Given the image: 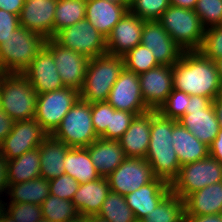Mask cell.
I'll return each mask as SVG.
<instances>
[{
  "instance_id": "44dd1931",
  "label": "cell",
  "mask_w": 222,
  "mask_h": 222,
  "mask_svg": "<svg viewBox=\"0 0 222 222\" xmlns=\"http://www.w3.org/2000/svg\"><path fill=\"white\" fill-rule=\"evenodd\" d=\"M170 191V184L162 179L155 178L150 183L127 194L125 198L127 205L134 213L135 219L142 221Z\"/></svg>"
},
{
  "instance_id": "d590c367",
  "label": "cell",
  "mask_w": 222,
  "mask_h": 222,
  "mask_svg": "<svg viewBox=\"0 0 222 222\" xmlns=\"http://www.w3.org/2000/svg\"><path fill=\"white\" fill-rule=\"evenodd\" d=\"M123 60L124 67L127 70L133 71L137 75L145 73L146 71L160 65L156 61L152 51L142 44L137 45L124 54Z\"/></svg>"
},
{
  "instance_id": "11a10c76",
  "label": "cell",
  "mask_w": 222,
  "mask_h": 222,
  "mask_svg": "<svg viewBox=\"0 0 222 222\" xmlns=\"http://www.w3.org/2000/svg\"><path fill=\"white\" fill-rule=\"evenodd\" d=\"M66 222H89L88 217L78 214L75 218H72Z\"/></svg>"
},
{
  "instance_id": "d4e9b609",
  "label": "cell",
  "mask_w": 222,
  "mask_h": 222,
  "mask_svg": "<svg viewBox=\"0 0 222 222\" xmlns=\"http://www.w3.org/2000/svg\"><path fill=\"white\" fill-rule=\"evenodd\" d=\"M109 192L107 179L101 177L96 181L80 184L72 202L79 214L86 217L98 215Z\"/></svg>"
},
{
  "instance_id": "ac0fdd59",
  "label": "cell",
  "mask_w": 222,
  "mask_h": 222,
  "mask_svg": "<svg viewBox=\"0 0 222 222\" xmlns=\"http://www.w3.org/2000/svg\"><path fill=\"white\" fill-rule=\"evenodd\" d=\"M22 74L40 95L64 88L51 51L44 46Z\"/></svg>"
},
{
  "instance_id": "cb8c5ba5",
  "label": "cell",
  "mask_w": 222,
  "mask_h": 222,
  "mask_svg": "<svg viewBox=\"0 0 222 222\" xmlns=\"http://www.w3.org/2000/svg\"><path fill=\"white\" fill-rule=\"evenodd\" d=\"M151 129V111L136 116L129 128L118 140L126 157L145 159Z\"/></svg>"
},
{
  "instance_id": "d6986e66",
  "label": "cell",
  "mask_w": 222,
  "mask_h": 222,
  "mask_svg": "<svg viewBox=\"0 0 222 222\" xmlns=\"http://www.w3.org/2000/svg\"><path fill=\"white\" fill-rule=\"evenodd\" d=\"M57 0H25L19 15L20 26L42 35L54 38V16Z\"/></svg>"
},
{
  "instance_id": "f6af8a7d",
  "label": "cell",
  "mask_w": 222,
  "mask_h": 222,
  "mask_svg": "<svg viewBox=\"0 0 222 222\" xmlns=\"http://www.w3.org/2000/svg\"><path fill=\"white\" fill-rule=\"evenodd\" d=\"M20 27L19 16L0 9V44Z\"/></svg>"
},
{
  "instance_id": "5b68a950",
  "label": "cell",
  "mask_w": 222,
  "mask_h": 222,
  "mask_svg": "<svg viewBox=\"0 0 222 222\" xmlns=\"http://www.w3.org/2000/svg\"><path fill=\"white\" fill-rule=\"evenodd\" d=\"M46 39L19 27L0 44V64L5 73H22L45 46Z\"/></svg>"
},
{
  "instance_id": "9f6ffc18",
  "label": "cell",
  "mask_w": 222,
  "mask_h": 222,
  "mask_svg": "<svg viewBox=\"0 0 222 222\" xmlns=\"http://www.w3.org/2000/svg\"><path fill=\"white\" fill-rule=\"evenodd\" d=\"M89 222H110L102 217H99L98 215L88 216Z\"/></svg>"
},
{
  "instance_id": "6125c7cd",
  "label": "cell",
  "mask_w": 222,
  "mask_h": 222,
  "mask_svg": "<svg viewBox=\"0 0 222 222\" xmlns=\"http://www.w3.org/2000/svg\"><path fill=\"white\" fill-rule=\"evenodd\" d=\"M39 222H51V221H48V220L42 219V220H40Z\"/></svg>"
},
{
  "instance_id": "db71d44e",
  "label": "cell",
  "mask_w": 222,
  "mask_h": 222,
  "mask_svg": "<svg viewBox=\"0 0 222 222\" xmlns=\"http://www.w3.org/2000/svg\"><path fill=\"white\" fill-rule=\"evenodd\" d=\"M0 222H17L0 206Z\"/></svg>"
},
{
  "instance_id": "b9f144b4",
  "label": "cell",
  "mask_w": 222,
  "mask_h": 222,
  "mask_svg": "<svg viewBox=\"0 0 222 222\" xmlns=\"http://www.w3.org/2000/svg\"><path fill=\"white\" fill-rule=\"evenodd\" d=\"M1 207L17 222H39L43 219L41 206L33 203H9V206Z\"/></svg>"
},
{
  "instance_id": "e0dca14e",
  "label": "cell",
  "mask_w": 222,
  "mask_h": 222,
  "mask_svg": "<svg viewBox=\"0 0 222 222\" xmlns=\"http://www.w3.org/2000/svg\"><path fill=\"white\" fill-rule=\"evenodd\" d=\"M141 44L152 51L160 65L173 66L184 52L157 21H144Z\"/></svg>"
},
{
  "instance_id": "e575fe53",
  "label": "cell",
  "mask_w": 222,
  "mask_h": 222,
  "mask_svg": "<svg viewBox=\"0 0 222 222\" xmlns=\"http://www.w3.org/2000/svg\"><path fill=\"white\" fill-rule=\"evenodd\" d=\"M40 206L43 219L51 222H66L79 214L71 200L61 199L51 194Z\"/></svg>"
},
{
  "instance_id": "277c9868",
  "label": "cell",
  "mask_w": 222,
  "mask_h": 222,
  "mask_svg": "<svg viewBox=\"0 0 222 222\" xmlns=\"http://www.w3.org/2000/svg\"><path fill=\"white\" fill-rule=\"evenodd\" d=\"M124 68L123 56L104 54L90 58L80 98L89 103L107 101L112 86Z\"/></svg>"
},
{
  "instance_id": "1f68e13d",
  "label": "cell",
  "mask_w": 222,
  "mask_h": 222,
  "mask_svg": "<svg viewBox=\"0 0 222 222\" xmlns=\"http://www.w3.org/2000/svg\"><path fill=\"white\" fill-rule=\"evenodd\" d=\"M184 217V200L170 191L142 222H182Z\"/></svg>"
},
{
  "instance_id": "836d02e7",
  "label": "cell",
  "mask_w": 222,
  "mask_h": 222,
  "mask_svg": "<svg viewBox=\"0 0 222 222\" xmlns=\"http://www.w3.org/2000/svg\"><path fill=\"white\" fill-rule=\"evenodd\" d=\"M98 216L110 222H137L125 196L113 191L108 193Z\"/></svg>"
},
{
  "instance_id": "8fae6325",
  "label": "cell",
  "mask_w": 222,
  "mask_h": 222,
  "mask_svg": "<svg viewBox=\"0 0 222 222\" xmlns=\"http://www.w3.org/2000/svg\"><path fill=\"white\" fill-rule=\"evenodd\" d=\"M54 39L62 46L94 58L107 53L106 37L96 30L86 18L60 30Z\"/></svg>"
},
{
  "instance_id": "680465c9",
  "label": "cell",
  "mask_w": 222,
  "mask_h": 222,
  "mask_svg": "<svg viewBox=\"0 0 222 222\" xmlns=\"http://www.w3.org/2000/svg\"><path fill=\"white\" fill-rule=\"evenodd\" d=\"M128 8L131 7V5L136 1V0H121Z\"/></svg>"
},
{
  "instance_id": "94428289",
  "label": "cell",
  "mask_w": 222,
  "mask_h": 222,
  "mask_svg": "<svg viewBox=\"0 0 222 222\" xmlns=\"http://www.w3.org/2000/svg\"><path fill=\"white\" fill-rule=\"evenodd\" d=\"M4 73H5V72L3 71L2 66H1V64H0V77H1Z\"/></svg>"
},
{
  "instance_id": "8d00e7d4",
  "label": "cell",
  "mask_w": 222,
  "mask_h": 222,
  "mask_svg": "<svg viewBox=\"0 0 222 222\" xmlns=\"http://www.w3.org/2000/svg\"><path fill=\"white\" fill-rule=\"evenodd\" d=\"M170 6V0H136L129 11L145 21L158 20Z\"/></svg>"
},
{
  "instance_id": "681fc988",
  "label": "cell",
  "mask_w": 222,
  "mask_h": 222,
  "mask_svg": "<svg viewBox=\"0 0 222 222\" xmlns=\"http://www.w3.org/2000/svg\"><path fill=\"white\" fill-rule=\"evenodd\" d=\"M8 186V161L0 154V193L7 190ZM2 201L0 200V206Z\"/></svg>"
},
{
  "instance_id": "f35d334b",
  "label": "cell",
  "mask_w": 222,
  "mask_h": 222,
  "mask_svg": "<svg viewBox=\"0 0 222 222\" xmlns=\"http://www.w3.org/2000/svg\"><path fill=\"white\" fill-rule=\"evenodd\" d=\"M189 100V94L173 89L158 112L165 118L177 121L185 114Z\"/></svg>"
},
{
  "instance_id": "484cf974",
  "label": "cell",
  "mask_w": 222,
  "mask_h": 222,
  "mask_svg": "<svg viewBox=\"0 0 222 222\" xmlns=\"http://www.w3.org/2000/svg\"><path fill=\"white\" fill-rule=\"evenodd\" d=\"M172 145L181 166L209 156V147L176 120H173Z\"/></svg>"
},
{
  "instance_id": "f1b7e54d",
  "label": "cell",
  "mask_w": 222,
  "mask_h": 222,
  "mask_svg": "<svg viewBox=\"0 0 222 222\" xmlns=\"http://www.w3.org/2000/svg\"><path fill=\"white\" fill-rule=\"evenodd\" d=\"M64 173L80 184L101 178L86 147L70 148L64 160Z\"/></svg>"
},
{
  "instance_id": "6da1fadb",
  "label": "cell",
  "mask_w": 222,
  "mask_h": 222,
  "mask_svg": "<svg viewBox=\"0 0 222 222\" xmlns=\"http://www.w3.org/2000/svg\"><path fill=\"white\" fill-rule=\"evenodd\" d=\"M174 89L214 101L222 93L215 61L199 51H184L172 66Z\"/></svg>"
},
{
  "instance_id": "603a6c76",
  "label": "cell",
  "mask_w": 222,
  "mask_h": 222,
  "mask_svg": "<svg viewBox=\"0 0 222 222\" xmlns=\"http://www.w3.org/2000/svg\"><path fill=\"white\" fill-rule=\"evenodd\" d=\"M86 148L103 178H107L127 158L118 140L99 137Z\"/></svg>"
},
{
  "instance_id": "ee69618b",
  "label": "cell",
  "mask_w": 222,
  "mask_h": 222,
  "mask_svg": "<svg viewBox=\"0 0 222 222\" xmlns=\"http://www.w3.org/2000/svg\"><path fill=\"white\" fill-rule=\"evenodd\" d=\"M92 123L100 137L110 127L111 105L107 101L91 103Z\"/></svg>"
},
{
  "instance_id": "ba28073f",
  "label": "cell",
  "mask_w": 222,
  "mask_h": 222,
  "mask_svg": "<svg viewBox=\"0 0 222 222\" xmlns=\"http://www.w3.org/2000/svg\"><path fill=\"white\" fill-rule=\"evenodd\" d=\"M219 182H222V164L208 156L200 161L182 165L170 184V189L184 200L189 194Z\"/></svg>"
},
{
  "instance_id": "ab89813d",
  "label": "cell",
  "mask_w": 222,
  "mask_h": 222,
  "mask_svg": "<svg viewBox=\"0 0 222 222\" xmlns=\"http://www.w3.org/2000/svg\"><path fill=\"white\" fill-rule=\"evenodd\" d=\"M198 51L213 61L222 57V25L205 29L203 42Z\"/></svg>"
},
{
  "instance_id": "7bdbcfd3",
  "label": "cell",
  "mask_w": 222,
  "mask_h": 222,
  "mask_svg": "<svg viewBox=\"0 0 222 222\" xmlns=\"http://www.w3.org/2000/svg\"><path fill=\"white\" fill-rule=\"evenodd\" d=\"M48 182L51 195L71 201L80 185L78 181L65 173Z\"/></svg>"
},
{
  "instance_id": "7402d4cb",
  "label": "cell",
  "mask_w": 222,
  "mask_h": 222,
  "mask_svg": "<svg viewBox=\"0 0 222 222\" xmlns=\"http://www.w3.org/2000/svg\"><path fill=\"white\" fill-rule=\"evenodd\" d=\"M128 11L129 8L125 4H116L108 0H86L85 18L107 38L114 26Z\"/></svg>"
},
{
  "instance_id": "91938a15",
  "label": "cell",
  "mask_w": 222,
  "mask_h": 222,
  "mask_svg": "<svg viewBox=\"0 0 222 222\" xmlns=\"http://www.w3.org/2000/svg\"><path fill=\"white\" fill-rule=\"evenodd\" d=\"M108 1L116 3V4H124L121 0H108Z\"/></svg>"
},
{
  "instance_id": "60d3db41",
  "label": "cell",
  "mask_w": 222,
  "mask_h": 222,
  "mask_svg": "<svg viewBox=\"0 0 222 222\" xmlns=\"http://www.w3.org/2000/svg\"><path fill=\"white\" fill-rule=\"evenodd\" d=\"M137 115L116 110L111 106L110 127L100 136L105 139L119 140Z\"/></svg>"
},
{
  "instance_id": "ffe728a7",
  "label": "cell",
  "mask_w": 222,
  "mask_h": 222,
  "mask_svg": "<svg viewBox=\"0 0 222 222\" xmlns=\"http://www.w3.org/2000/svg\"><path fill=\"white\" fill-rule=\"evenodd\" d=\"M144 21L128 11L106 38L107 54L124 56L129 50L141 44Z\"/></svg>"
},
{
  "instance_id": "4fadbf2b",
  "label": "cell",
  "mask_w": 222,
  "mask_h": 222,
  "mask_svg": "<svg viewBox=\"0 0 222 222\" xmlns=\"http://www.w3.org/2000/svg\"><path fill=\"white\" fill-rule=\"evenodd\" d=\"M155 178L151 165L145 159L127 157L106 179L110 191L126 196Z\"/></svg>"
},
{
  "instance_id": "83f0119b",
  "label": "cell",
  "mask_w": 222,
  "mask_h": 222,
  "mask_svg": "<svg viewBox=\"0 0 222 222\" xmlns=\"http://www.w3.org/2000/svg\"><path fill=\"white\" fill-rule=\"evenodd\" d=\"M185 215L222 213V182L208 185L184 199Z\"/></svg>"
},
{
  "instance_id": "816d5d0a",
  "label": "cell",
  "mask_w": 222,
  "mask_h": 222,
  "mask_svg": "<svg viewBox=\"0 0 222 222\" xmlns=\"http://www.w3.org/2000/svg\"><path fill=\"white\" fill-rule=\"evenodd\" d=\"M197 0H170V5L194 10Z\"/></svg>"
},
{
  "instance_id": "f546056e",
  "label": "cell",
  "mask_w": 222,
  "mask_h": 222,
  "mask_svg": "<svg viewBox=\"0 0 222 222\" xmlns=\"http://www.w3.org/2000/svg\"><path fill=\"white\" fill-rule=\"evenodd\" d=\"M38 177H41L39 147L8 161V184L30 181Z\"/></svg>"
},
{
  "instance_id": "d6a6232c",
  "label": "cell",
  "mask_w": 222,
  "mask_h": 222,
  "mask_svg": "<svg viewBox=\"0 0 222 222\" xmlns=\"http://www.w3.org/2000/svg\"><path fill=\"white\" fill-rule=\"evenodd\" d=\"M86 16V0H57L54 16V36Z\"/></svg>"
},
{
  "instance_id": "7c38bea8",
  "label": "cell",
  "mask_w": 222,
  "mask_h": 222,
  "mask_svg": "<svg viewBox=\"0 0 222 222\" xmlns=\"http://www.w3.org/2000/svg\"><path fill=\"white\" fill-rule=\"evenodd\" d=\"M45 46L53 55L54 63L64 86L80 91L90 58L60 45L54 38L46 39Z\"/></svg>"
},
{
  "instance_id": "7a4b0ae2",
  "label": "cell",
  "mask_w": 222,
  "mask_h": 222,
  "mask_svg": "<svg viewBox=\"0 0 222 222\" xmlns=\"http://www.w3.org/2000/svg\"><path fill=\"white\" fill-rule=\"evenodd\" d=\"M173 119L151 111L150 141L145 160L151 165L156 178L171 184L181 167L172 145Z\"/></svg>"
},
{
  "instance_id": "2e32d148",
  "label": "cell",
  "mask_w": 222,
  "mask_h": 222,
  "mask_svg": "<svg viewBox=\"0 0 222 222\" xmlns=\"http://www.w3.org/2000/svg\"><path fill=\"white\" fill-rule=\"evenodd\" d=\"M138 77L147 108L150 111H158L174 89L172 66L159 65Z\"/></svg>"
},
{
  "instance_id": "8992f818",
  "label": "cell",
  "mask_w": 222,
  "mask_h": 222,
  "mask_svg": "<svg viewBox=\"0 0 222 222\" xmlns=\"http://www.w3.org/2000/svg\"><path fill=\"white\" fill-rule=\"evenodd\" d=\"M183 51H198L205 28L194 10L170 5L157 20Z\"/></svg>"
},
{
  "instance_id": "4316f807",
  "label": "cell",
  "mask_w": 222,
  "mask_h": 222,
  "mask_svg": "<svg viewBox=\"0 0 222 222\" xmlns=\"http://www.w3.org/2000/svg\"><path fill=\"white\" fill-rule=\"evenodd\" d=\"M69 149L64 142L48 135L39 146L41 177L50 181L64 174V160Z\"/></svg>"
},
{
  "instance_id": "f907efd6",
  "label": "cell",
  "mask_w": 222,
  "mask_h": 222,
  "mask_svg": "<svg viewBox=\"0 0 222 222\" xmlns=\"http://www.w3.org/2000/svg\"><path fill=\"white\" fill-rule=\"evenodd\" d=\"M184 219L186 222H222V213L199 216L185 215Z\"/></svg>"
},
{
  "instance_id": "c3c4849f",
  "label": "cell",
  "mask_w": 222,
  "mask_h": 222,
  "mask_svg": "<svg viewBox=\"0 0 222 222\" xmlns=\"http://www.w3.org/2000/svg\"><path fill=\"white\" fill-rule=\"evenodd\" d=\"M209 156L215 158L222 164V128L209 146Z\"/></svg>"
},
{
  "instance_id": "30bf717a",
  "label": "cell",
  "mask_w": 222,
  "mask_h": 222,
  "mask_svg": "<svg viewBox=\"0 0 222 222\" xmlns=\"http://www.w3.org/2000/svg\"><path fill=\"white\" fill-rule=\"evenodd\" d=\"M79 98V91L69 87L40 94L34 119L48 135H52Z\"/></svg>"
},
{
  "instance_id": "6f0895ef",
  "label": "cell",
  "mask_w": 222,
  "mask_h": 222,
  "mask_svg": "<svg viewBox=\"0 0 222 222\" xmlns=\"http://www.w3.org/2000/svg\"><path fill=\"white\" fill-rule=\"evenodd\" d=\"M215 63H216L217 70L219 72V78H220V81H221V84H222V57L217 59L215 61Z\"/></svg>"
},
{
  "instance_id": "74e56055",
  "label": "cell",
  "mask_w": 222,
  "mask_h": 222,
  "mask_svg": "<svg viewBox=\"0 0 222 222\" xmlns=\"http://www.w3.org/2000/svg\"><path fill=\"white\" fill-rule=\"evenodd\" d=\"M194 11L205 29L222 25V0H197Z\"/></svg>"
},
{
  "instance_id": "bcb514c9",
  "label": "cell",
  "mask_w": 222,
  "mask_h": 222,
  "mask_svg": "<svg viewBox=\"0 0 222 222\" xmlns=\"http://www.w3.org/2000/svg\"><path fill=\"white\" fill-rule=\"evenodd\" d=\"M15 121L0 108V144L13 129Z\"/></svg>"
},
{
  "instance_id": "9c48e42d",
  "label": "cell",
  "mask_w": 222,
  "mask_h": 222,
  "mask_svg": "<svg viewBox=\"0 0 222 222\" xmlns=\"http://www.w3.org/2000/svg\"><path fill=\"white\" fill-rule=\"evenodd\" d=\"M177 121L208 147L220 130L213 101L203 96L191 95L185 114Z\"/></svg>"
},
{
  "instance_id": "9a60e30c",
  "label": "cell",
  "mask_w": 222,
  "mask_h": 222,
  "mask_svg": "<svg viewBox=\"0 0 222 222\" xmlns=\"http://www.w3.org/2000/svg\"><path fill=\"white\" fill-rule=\"evenodd\" d=\"M47 136L35 119L15 121L13 129L0 144V154L7 161L13 160L39 147Z\"/></svg>"
},
{
  "instance_id": "52a82bcc",
  "label": "cell",
  "mask_w": 222,
  "mask_h": 222,
  "mask_svg": "<svg viewBox=\"0 0 222 222\" xmlns=\"http://www.w3.org/2000/svg\"><path fill=\"white\" fill-rule=\"evenodd\" d=\"M52 136L70 148L88 147L98 139L92 123L91 103L79 98Z\"/></svg>"
},
{
  "instance_id": "5bb4252c",
  "label": "cell",
  "mask_w": 222,
  "mask_h": 222,
  "mask_svg": "<svg viewBox=\"0 0 222 222\" xmlns=\"http://www.w3.org/2000/svg\"><path fill=\"white\" fill-rule=\"evenodd\" d=\"M107 102L116 110L127 111L137 116L150 111L143 100L138 75L125 67L112 86Z\"/></svg>"
},
{
  "instance_id": "4dcf8cb0",
  "label": "cell",
  "mask_w": 222,
  "mask_h": 222,
  "mask_svg": "<svg viewBox=\"0 0 222 222\" xmlns=\"http://www.w3.org/2000/svg\"><path fill=\"white\" fill-rule=\"evenodd\" d=\"M8 194L11 196L10 203H33L41 205L49 196V182L43 177L17 184H8Z\"/></svg>"
},
{
  "instance_id": "f5cc1de1",
  "label": "cell",
  "mask_w": 222,
  "mask_h": 222,
  "mask_svg": "<svg viewBox=\"0 0 222 222\" xmlns=\"http://www.w3.org/2000/svg\"><path fill=\"white\" fill-rule=\"evenodd\" d=\"M213 105L217 113L220 128H222V93L213 101Z\"/></svg>"
},
{
  "instance_id": "3957f363",
  "label": "cell",
  "mask_w": 222,
  "mask_h": 222,
  "mask_svg": "<svg viewBox=\"0 0 222 222\" xmlns=\"http://www.w3.org/2000/svg\"><path fill=\"white\" fill-rule=\"evenodd\" d=\"M38 94L22 73L0 77V108L14 121L34 119Z\"/></svg>"
},
{
  "instance_id": "7dc6e473",
  "label": "cell",
  "mask_w": 222,
  "mask_h": 222,
  "mask_svg": "<svg viewBox=\"0 0 222 222\" xmlns=\"http://www.w3.org/2000/svg\"><path fill=\"white\" fill-rule=\"evenodd\" d=\"M24 3L25 0H0V9L19 16Z\"/></svg>"
}]
</instances>
